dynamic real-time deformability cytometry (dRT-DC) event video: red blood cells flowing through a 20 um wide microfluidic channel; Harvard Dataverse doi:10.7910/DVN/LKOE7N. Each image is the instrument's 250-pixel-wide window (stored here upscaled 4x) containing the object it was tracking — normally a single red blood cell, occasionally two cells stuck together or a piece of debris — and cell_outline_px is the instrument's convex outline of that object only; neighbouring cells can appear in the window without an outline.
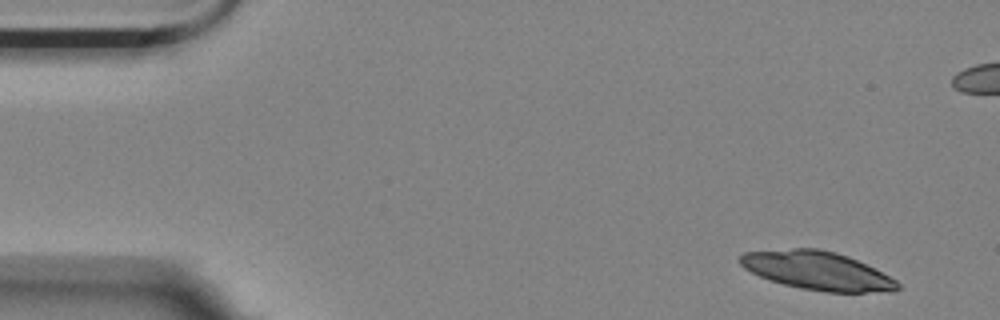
{"species": "Egyptian fruit bat (a non-hibernating species)", "species_latin": "Rousettus aegyptiacus", "temperature_condition": "room temperature", "stored_images_in_passage": 5, "camera_frame_rate_fps": 3000, "um_per_image_px": 0.085, "animal": {"sex": "female"}, "frame": {"image": 1, "passage_image": 1, "time_ms": 0.0, "image_size_px": [1000, 320], "cell_outline_px": [[900, 288], [888, 292], [828, 292], [800, 288], [768, 280], [744, 268], [740, 264], [740, 256], [744, 252], [792, 248], [816, 248], [836, 252], [848, 256], [896, 280], [900, 284]], "centroid_in_image_um": [69.45, 23.0], "position_along_channel_um": 15.6, "area_um2": 34.97}}